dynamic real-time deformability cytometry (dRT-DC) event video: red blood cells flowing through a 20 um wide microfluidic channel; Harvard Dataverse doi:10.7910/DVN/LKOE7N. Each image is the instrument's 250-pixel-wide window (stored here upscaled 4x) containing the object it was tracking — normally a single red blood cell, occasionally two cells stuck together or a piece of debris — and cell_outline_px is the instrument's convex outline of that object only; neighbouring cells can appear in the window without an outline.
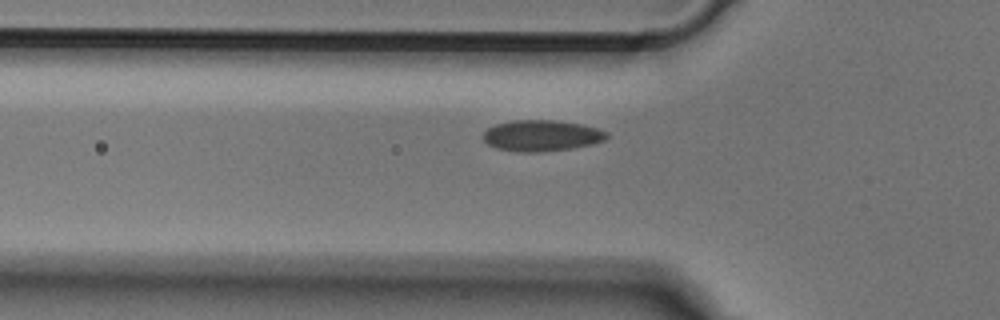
{"species": "Egyptian fruit bat (a non-hibernating species)", "species_latin": "Rousettus aegyptiacus", "temperature_condition": "cold", "stored_images_in_passage": 36, "camera_frame_rate_fps": 3000, "um_per_image_px": 0.085, "animal": {"sex": "male"}, "frame": {"image": 1, "passage_image": 5, "time_ms": 1.333, "image_size_px": [1000, 320], "cell_outline_px": [[608, 136], [604, 140], [592, 144], [572, 148], [536, 152], [516, 152], [496, 148], [488, 144], [484, 140], [484, 132], [488, 128], [496, 124], [512, 120], [556, 120], [580, 124], [596, 128], [608, 132]], "centroid_in_image_um": [46.02, 11.52], "position_along_channel_um": 79.8, "area_um2": 22.31}}
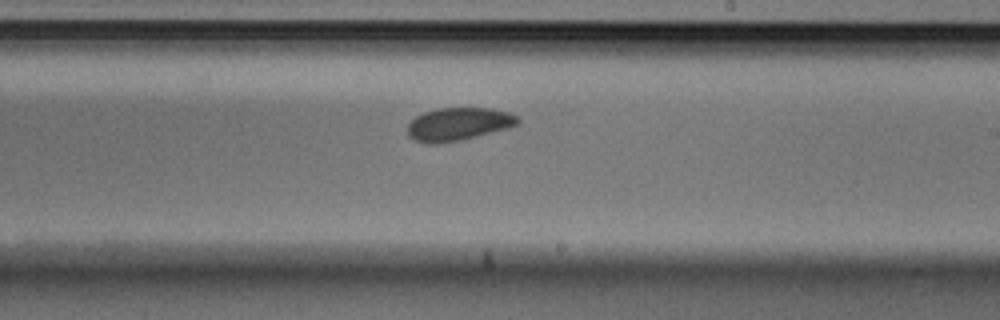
{"frame": {"image": 2, "passage_image": 18, "time_ms": 5.667, "image_size_px": [1000, 320], "cell_outline_px": [[520, 124], [508, 128], [460, 140], [436, 144], [428, 144], [416, 140], [408, 136], [408, 124], [416, 116], [424, 112], [440, 108], [492, 108], [508, 112], [516, 116], [520, 120]], "centroid_in_image_um": [38.97, 10.55], "position_along_channel_um": 250.0, "area_um2": 21.1}}
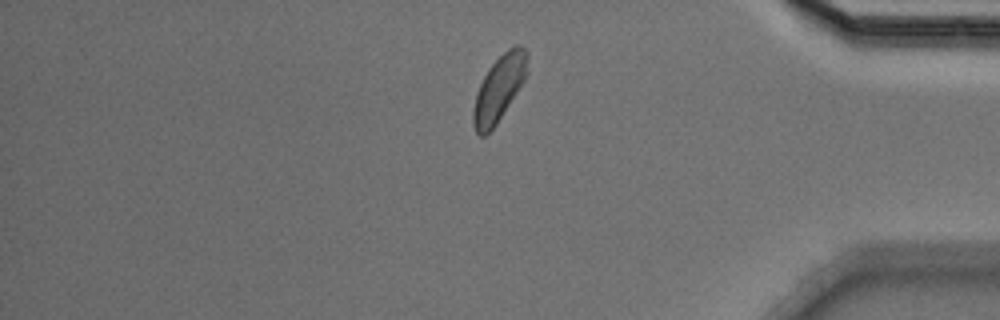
{"frame": {"image": 3, "passage_image": 31, "time_ms": 10.0, "image_size_px": [1000, 320], "cell_outline_px": [[528, 72], [524, 80], [496, 124], [484, 136], [480, 136], [476, 132], [472, 124], [472, 112], [476, 92], [488, 68], [512, 44], [516, 44], [524, 48], [528, 52]], "centroid_in_image_um": [42.42, 7.49], "position_along_channel_um": 392.8, "area_um2": 20.63}}